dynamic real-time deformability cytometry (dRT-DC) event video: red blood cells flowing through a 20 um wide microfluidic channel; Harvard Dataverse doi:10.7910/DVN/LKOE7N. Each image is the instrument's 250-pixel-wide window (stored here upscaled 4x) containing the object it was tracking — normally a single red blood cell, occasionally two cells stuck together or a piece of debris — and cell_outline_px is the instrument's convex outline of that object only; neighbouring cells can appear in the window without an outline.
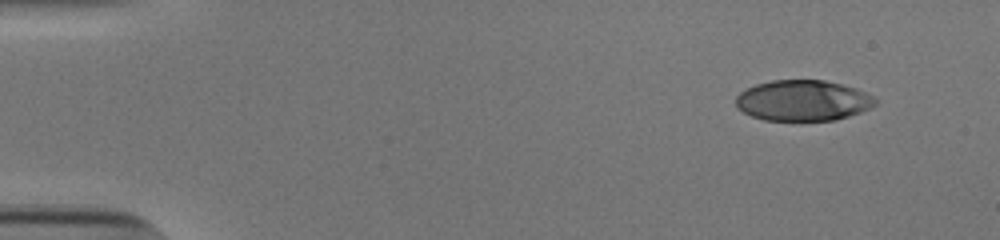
{"species": "human", "species_latin": "Homo sapiens", "temperature_condition": "cold", "stored_images_in_passage": 49, "camera_frame_rate_fps": 3000, "um_per_image_px": 0.085, "donor": {"sex": "male"}, "frame": {"image": 1, "passage_image": 1, "time_ms": 0.0, "image_size_px": [1000, 240], "cell_outline_px": [[876, 104], [872, 108], [836, 120], [764, 120], [752, 116], [736, 108], [736, 96], [744, 88], [756, 84], [772, 80], [824, 80], [856, 88], [872, 96], [876, 100]], "centroid_in_image_um": [68.22, 8.54], "position_along_channel_um": 16.8, "area_um2": 33.12}}
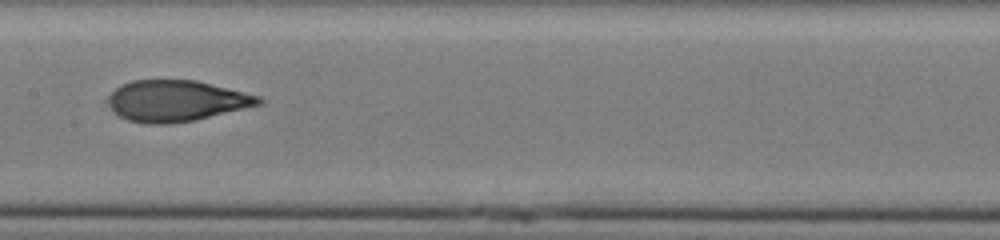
{"frame": {"image": 2, "passage_image": 24, "time_ms": 7.667, "image_size_px": [1000, 240], "cell_outline_px": [[264, 104], [196, 120], [168, 124], [148, 124], [128, 120], [120, 116], [112, 108], [108, 100], [108, 96], [120, 84], [132, 80], [196, 80], [260, 96], [264, 100]], "centroid_in_image_um": [15.02, 8.57], "position_along_channel_um": 192.4, "area_um2": 36.13}}
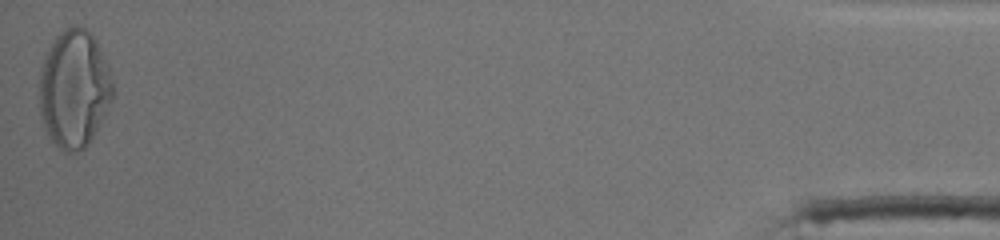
{"frame": {"image": 3, "passage_image": 49, "time_ms": 16.0, "image_size_px": [1000, 240], "cell_outline_px": [[112, 96], [88, 144], [84, 148], [76, 152], [64, 152], [48, 136], [44, 128], [40, 112], [40, 72], [44, 56], [48, 48], [56, 36], [60, 32], [72, 24], [76, 24], [84, 28], [96, 40], [108, 68], [112, 84]], "centroid_in_image_um": [6.26, 7.53], "position_along_channel_um": 428.9, "area_um2": 49.59}, "authors_computed_cell_mechanics": {"area_um2": 36.2406, "velocity_mm_per_s": 3.8883, "shape_relaxation_time_tau1_ms": 5.8356, "shape_relaxation_time_tau2_ms": 1.2666, "deformation_change_tau1": 0.2439, "deformation_change_tau2": 0.0644}}